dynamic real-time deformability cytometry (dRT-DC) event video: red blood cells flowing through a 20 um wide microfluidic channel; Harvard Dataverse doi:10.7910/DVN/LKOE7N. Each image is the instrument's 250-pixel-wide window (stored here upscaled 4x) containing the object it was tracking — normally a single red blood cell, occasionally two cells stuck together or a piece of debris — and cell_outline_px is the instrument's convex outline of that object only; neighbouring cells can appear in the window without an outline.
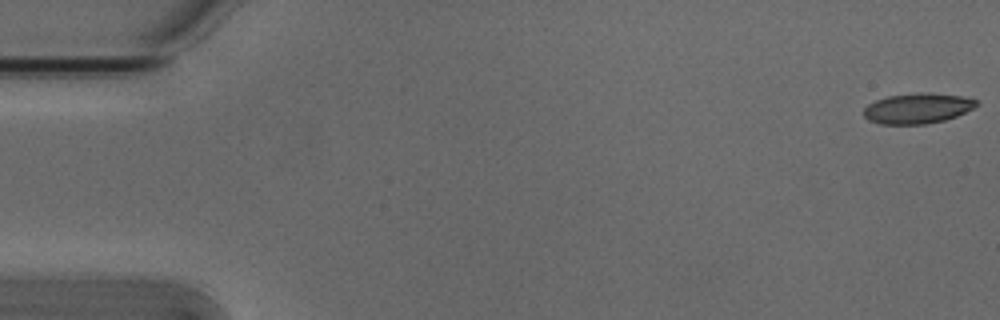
{"species": "Egyptian fruit bat (a non-hibernating species)", "species_latin": "Rousettus aegyptiacus", "temperature_condition": "cold", "stored_images_in_passage": 6, "camera_frame_rate_fps": 3000, "um_per_image_px": 0.085, "animal": {"sex": "male"}, "frame": {"image": 1, "passage_image": 1, "time_ms": 0.0, "image_size_px": [1000, 320], "cell_outline_px": [[980, 104], [956, 116], [944, 120], [924, 124], [880, 124], [868, 120], [864, 116], [864, 108], [868, 104], [876, 100], [888, 96], [920, 92], [928, 92], [960, 96], [980, 100]], "centroid_in_image_um": [77.99, 9.2], "position_along_channel_um": 7.0, "area_um2": 19.94}}
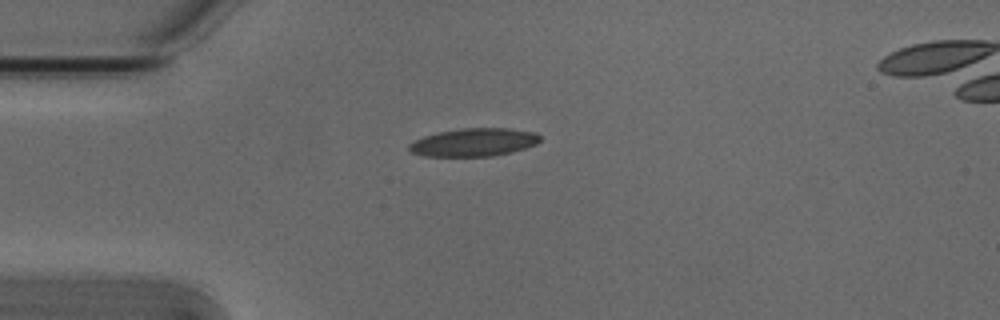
{"frame": {"image": 2, "passage_image": 4, "time_ms": 1.0, "image_size_px": [1000, 320], "cell_outline_px": [[540, 140], [536, 144], [512, 152], [492, 156], [424, 156], [412, 152], [408, 148], [408, 144], [424, 136], [440, 132], [460, 128], [508, 128], [532, 132], [540, 136]], "centroid_in_image_um": [40.27, 12.09], "position_along_channel_um": 44.7, "area_um2": 21.21}}
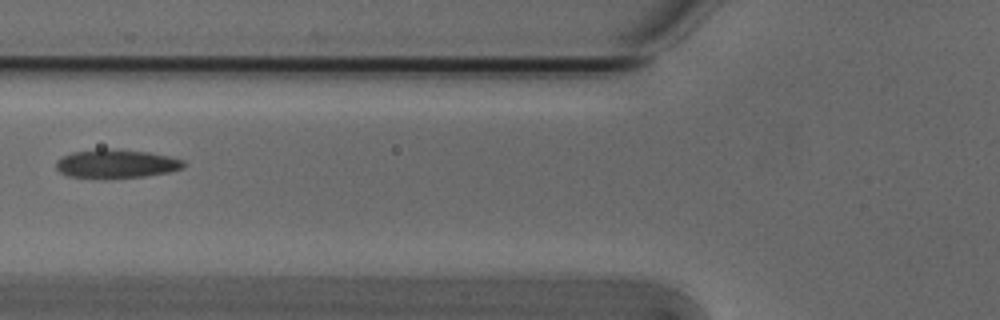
{"frame": {"image": 3, "passage_image": 6, "time_ms": 1.667, "image_size_px": [1000, 320], "cell_outline_px": [[184, 168], [168, 172], [144, 176], [68, 176], [60, 172], [56, 168], [56, 160], [72, 152], [100, 148], [104, 148], [148, 152], [168, 156], [184, 160]], "centroid_in_image_um": [9.89, 13.88], "position_along_channel_um": 115.9, "area_um2": 20.58}}